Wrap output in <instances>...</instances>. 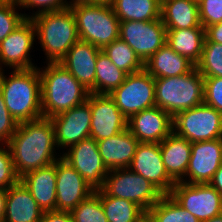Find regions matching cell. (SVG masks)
<instances>
[{
	"label": "cell",
	"instance_id": "6da1fadb",
	"mask_svg": "<svg viewBox=\"0 0 222 222\" xmlns=\"http://www.w3.org/2000/svg\"><path fill=\"white\" fill-rule=\"evenodd\" d=\"M19 178L26 173L55 163V129L52 121L41 118L18 123L15 133L7 143Z\"/></svg>",
	"mask_w": 222,
	"mask_h": 222
},
{
	"label": "cell",
	"instance_id": "7a4b0ae2",
	"mask_svg": "<svg viewBox=\"0 0 222 222\" xmlns=\"http://www.w3.org/2000/svg\"><path fill=\"white\" fill-rule=\"evenodd\" d=\"M6 78L0 72V92L11 116L17 123L43 118L39 68L16 69Z\"/></svg>",
	"mask_w": 222,
	"mask_h": 222
},
{
	"label": "cell",
	"instance_id": "3957f363",
	"mask_svg": "<svg viewBox=\"0 0 222 222\" xmlns=\"http://www.w3.org/2000/svg\"><path fill=\"white\" fill-rule=\"evenodd\" d=\"M43 118H52L87 101L89 91L60 63L39 68Z\"/></svg>",
	"mask_w": 222,
	"mask_h": 222
},
{
	"label": "cell",
	"instance_id": "277c9868",
	"mask_svg": "<svg viewBox=\"0 0 222 222\" xmlns=\"http://www.w3.org/2000/svg\"><path fill=\"white\" fill-rule=\"evenodd\" d=\"M30 19L48 63H59L79 40L76 19L70 7L32 14Z\"/></svg>",
	"mask_w": 222,
	"mask_h": 222
},
{
	"label": "cell",
	"instance_id": "5b68a950",
	"mask_svg": "<svg viewBox=\"0 0 222 222\" xmlns=\"http://www.w3.org/2000/svg\"><path fill=\"white\" fill-rule=\"evenodd\" d=\"M154 80L156 106L172 117L204 103V77L196 67L183 75Z\"/></svg>",
	"mask_w": 222,
	"mask_h": 222
},
{
	"label": "cell",
	"instance_id": "8992f818",
	"mask_svg": "<svg viewBox=\"0 0 222 222\" xmlns=\"http://www.w3.org/2000/svg\"><path fill=\"white\" fill-rule=\"evenodd\" d=\"M69 7L74 13L80 40L102 49L119 38L120 20L111 5L86 3Z\"/></svg>",
	"mask_w": 222,
	"mask_h": 222
},
{
	"label": "cell",
	"instance_id": "52a82bcc",
	"mask_svg": "<svg viewBox=\"0 0 222 222\" xmlns=\"http://www.w3.org/2000/svg\"><path fill=\"white\" fill-rule=\"evenodd\" d=\"M108 196L130 200L148 211L164 195L149 180L129 168L109 170L103 187Z\"/></svg>",
	"mask_w": 222,
	"mask_h": 222
},
{
	"label": "cell",
	"instance_id": "ba28073f",
	"mask_svg": "<svg viewBox=\"0 0 222 222\" xmlns=\"http://www.w3.org/2000/svg\"><path fill=\"white\" fill-rule=\"evenodd\" d=\"M173 131L191 143L222 138V113L202 103L173 117Z\"/></svg>",
	"mask_w": 222,
	"mask_h": 222
},
{
	"label": "cell",
	"instance_id": "9c48e42d",
	"mask_svg": "<svg viewBox=\"0 0 222 222\" xmlns=\"http://www.w3.org/2000/svg\"><path fill=\"white\" fill-rule=\"evenodd\" d=\"M109 96L128 120L133 114L156 106L154 77L145 69L127 74L124 82Z\"/></svg>",
	"mask_w": 222,
	"mask_h": 222
},
{
	"label": "cell",
	"instance_id": "30bf717a",
	"mask_svg": "<svg viewBox=\"0 0 222 222\" xmlns=\"http://www.w3.org/2000/svg\"><path fill=\"white\" fill-rule=\"evenodd\" d=\"M169 195L201 222L222 213V195L209 183L176 182Z\"/></svg>",
	"mask_w": 222,
	"mask_h": 222
},
{
	"label": "cell",
	"instance_id": "8fae6325",
	"mask_svg": "<svg viewBox=\"0 0 222 222\" xmlns=\"http://www.w3.org/2000/svg\"><path fill=\"white\" fill-rule=\"evenodd\" d=\"M119 38L145 63L165 43L167 30L162 19L120 22Z\"/></svg>",
	"mask_w": 222,
	"mask_h": 222
},
{
	"label": "cell",
	"instance_id": "7c38bea8",
	"mask_svg": "<svg viewBox=\"0 0 222 222\" xmlns=\"http://www.w3.org/2000/svg\"><path fill=\"white\" fill-rule=\"evenodd\" d=\"M62 158L68 162L94 190L101 189L109 172L98 151L97 142L89 137L69 147Z\"/></svg>",
	"mask_w": 222,
	"mask_h": 222
},
{
	"label": "cell",
	"instance_id": "4fadbf2b",
	"mask_svg": "<svg viewBox=\"0 0 222 222\" xmlns=\"http://www.w3.org/2000/svg\"><path fill=\"white\" fill-rule=\"evenodd\" d=\"M86 102L90 105L92 113L90 137L96 142L127 129V118L109 94L89 93Z\"/></svg>",
	"mask_w": 222,
	"mask_h": 222
},
{
	"label": "cell",
	"instance_id": "5bb4252c",
	"mask_svg": "<svg viewBox=\"0 0 222 222\" xmlns=\"http://www.w3.org/2000/svg\"><path fill=\"white\" fill-rule=\"evenodd\" d=\"M56 211L71 212L94 189L62 156L56 161Z\"/></svg>",
	"mask_w": 222,
	"mask_h": 222
},
{
	"label": "cell",
	"instance_id": "9a60e30c",
	"mask_svg": "<svg viewBox=\"0 0 222 222\" xmlns=\"http://www.w3.org/2000/svg\"><path fill=\"white\" fill-rule=\"evenodd\" d=\"M36 31L30 18H26L12 33L0 42V69L2 64L16 69L37 68L29 58Z\"/></svg>",
	"mask_w": 222,
	"mask_h": 222
},
{
	"label": "cell",
	"instance_id": "2e32d148",
	"mask_svg": "<svg viewBox=\"0 0 222 222\" xmlns=\"http://www.w3.org/2000/svg\"><path fill=\"white\" fill-rule=\"evenodd\" d=\"M129 169L149 180L164 195L175 185L162 161L160 143L139 142Z\"/></svg>",
	"mask_w": 222,
	"mask_h": 222
},
{
	"label": "cell",
	"instance_id": "e0dca14e",
	"mask_svg": "<svg viewBox=\"0 0 222 222\" xmlns=\"http://www.w3.org/2000/svg\"><path fill=\"white\" fill-rule=\"evenodd\" d=\"M92 113L87 102L75 106L50 120L55 129L57 147H71L90 137Z\"/></svg>",
	"mask_w": 222,
	"mask_h": 222
},
{
	"label": "cell",
	"instance_id": "ac0fdd59",
	"mask_svg": "<svg viewBox=\"0 0 222 222\" xmlns=\"http://www.w3.org/2000/svg\"><path fill=\"white\" fill-rule=\"evenodd\" d=\"M222 164V138L192 142L191 157L183 183H209Z\"/></svg>",
	"mask_w": 222,
	"mask_h": 222
},
{
	"label": "cell",
	"instance_id": "d6986e66",
	"mask_svg": "<svg viewBox=\"0 0 222 222\" xmlns=\"http://www.w3.org/2000/svg\"><path fill=\"white\" fill-rule=\"evenodd\" d=\"M127 128L139 142L161 143L173 131V117L154 106L133 114Z\"/></svg>",
	"mask_w": 222,
	"mask_h": 222
},
{
	"label": "cell",
	"instance_id": "ffe728a7",
	"mask_svg": "<svg viewBox=\"0 0 222 222\" xmlns=\"http://www.w3.org/2000/svg\"><path fill=\"white\" fill-rule=\"evenodd\" d=\"M100 48L93 44L78 40L59 62L90 93L95 94L96 62Z\"/></svg>",
	"mask_w": 222,
	"mask_h": 222
},
{
	"label": "cell",
	"instance_id": "44dd1931",
	"mask_svg": "<svg viewBox=\"0 0 222 222\" xmlns=\"http://www.w3.org/2000/svg\"><path fill=\"white\" fill-rule=\"evenodd\" d=\"M139 141L129 129L97 141L98 151L108 170L129 168Z\"/></svg>",
	"mask_w": 222,
	"mask_h": 222
},
{
	"label": "cell",
	"instance_id": "7402d4cb",
	"mask_svg": "<svg viewBox=\"0 0 222 222\" xmlns=\"http://www.w3.org/2000/svg\"><path fill=\"white\" fill-rule=\"evenodd\" d=\"M43 212L20 180L6 189L3 222H40Z\"/></svg>",
	"mask_w": 222,
	"mask_h": 222
},
{
	"label": "cell",
	"instance_id": "603a6c76",
	"mask_svg": "<svg viewBox=\"0 0 222 222\" xmlns=\"http://www.w3.org/2000/svg\"><path fill=\"white\" fill-rule=\"evenodd\" d=\"M56 162L30 171L20 181L32 194L38 206L45 211H56Z\"/></svg>",
	"mask_w": 222,
	"mask_h": 222
},
{
	"label": "cell",
	"instance_id": "cb8c5ba5",
	"mask_svg": "<svg viewBox=\"0 0 222 222\" xmlns=\"http://www.w3.org/2000/svg\"><path fill=\"white\" fill-rule=\"evenodd\" d=\"M191 145V142L174 131L160 143L162 161L175 183L184 180L191 157Z\"/></svg>",
	"mask_w": 222,
	"mask_h": 222
},
{
	"label": "cell",
	"instance_id": "d4e9b609",
	"mask_svg": "<svg viewBox=\"0 0 222 222\" xmlns=\"http://www.w3.org/2000/svg\"><path fill=\"white\" fill-rule=\"evenodd\" d=\"M196 65L165 43L145 63L144 69L154 78L179 76L191 72Z\"/></svg>",
	"mask_w": 222,
	"mask_h": 222
},
{
	"label": "cell",
	"instance_id": "484cf974",
	"mask_svg": "<svg viewBox=\"0 0 222 222\" xmlns=\"http://www.w3.org/2000/svg\"><path fill=\"white\" fill-rule=\"evenodd\" d=\"M161 19L166 29L202 26L198 3L193 0H161Z\"/></svg>",
	"mask_w": 222,
	"mask_h": 222
},
{
	"label": "cell",
	"instance_id": "4316f807",
	"mask_svg": "<svg viewBox=\"0 0 222 222\" xmlns=\"http://www.w3.org/2000/svg\"><path fill=\"white\" fill-rule=\"evenodd\" d=\"M166 30V43L168 46L196 65L202 55L205 42V28L198 26L187 29Z\"/></svg>",
	"mask_w": 222,
	"mask_h": 222
},
{
	"label": "cell",
	"instance_id": "83f0119b",
	"mask_svg": "<svg viewBox=\"0 0 222 222\" xmlns=\"http://www.w3.org/2000/svg\"><path fill=\"white\" fill-rule=\"evenodd\" d=\"M111 6L120 22L161 18V0H112Z\"/></svg>",
	"mask_w": 222,
	"mask_h": 222
},
{
	"label": "cell",
	"instance_id": "f1b7e54d",
	"mask_svg": "<svg viewBox=\"0 0 222 222\" xmlns=\"http://www.w3.org/2000/svg\"><path fill=\"white\" fill-rule=\"evenodd\" d=\"M127 73L117 68L101 50L96 62L95 94H110L125 80Z\"/></svg>",
	"mask_w": 222,
	"mask_h": 222
},
{
	"label": "cell",
	"instance_id": "f546056e",
	"mask_svg": "<svg viewBox=\"0 0 222 222\" xmlns=\"http://www.w3.org/2000/svg\"><path fill=\"white\" fill-rule=\"evenodd\" d=\"M100 201L108 222H136L144 211L130 200L108 196L102 189Z\"/></svg>",
	"mask_w": 222,
	"mask_h": 222
},
{
	"label": "cell",
	"instance_id": "4dcf8cb0",
	"mask_svg": "<svg viewBox=\"0 0 222 222\" xmlns=\"http://www.w3.org/2000/svg\"><path fill=\"white\" fill-rule=\"evenodd\" d=\"M111 62L127 74L136 73L144 69V63L135 54L134 50L120 38L107 44L101 49Z\"/></svg>",
	"mask_w": 222,
	"mask_h": 222
},
{
	"label": "cell",
	"instance_id": "1f68e13d",
	"mask_svg": "<svg viewBox=\"0 0 222 222\" xmlns=\"http://www.w3.org/2000/svg\"><path fill=\"white\" fill-rule=\"evenodd\" d=\"M148 211L154 216L156 222H201L169 194L163 195Z\"/></svg>",
	"mask_w": 222,
	"mask_h": 222
},
{
	"label": "cell",
	"instance_id": "d6a6232c",
	"mask_svg": "<svg viewBox=\"0 0 222 222\" xmlns=\"http://www.w3.org/2000/svg\"><path fill=\"white\" fill-rule=\"evenodd\" d=\"M196 69L203 77H222V44L210 42L205 38Z\"/></svg>",
	"mask_w": 222,
	"mask_h": 222
},
{
	"label": "cell",
	"instance_id": "836d02e7",
	"mask_svg": "<svg viewBox=\"0 0 222 222\" xmlns=\"http://www.w3.org/2000/svg\"><path fill=\"white\" fill-rule=\"evenodd\" d=\"M70 213L73 222H108L100 201V189L95 190Z\"/></svg>",
	"mask_w": 222,
	"mask_h": 222
},
{
	"label": "cell",
	"instance_id": "e575fe53",
	"mask_svg": "<svg viewBox=\"0 0 222 222\" xmlns=\"http://www.w3.org/2000/svg\"><path fill=\"white\" fill-rule=\"evenodd\" d=\"M16 1H0V42L12 33L30 15L18 13Z\"/></svg>",
	"mask_w": 222,
	"mask_h": 222
},
{
	"label": "cell",
	"instance_id": "d590c367",
	"mask_svg": "<svg viewBox=\"0 0 222 222\" xmlns=\"http://www.w3.org/2000/svg\"><path fill=\"white\" fill-rule=\"evenodd\" d=\"M5 146H0V189H8L20 180L14 170L10 149L7 144Z\"/></svg>",
	"mask_w": 222,
	"mask_h": 222
},
{
	"label": "cell",
	"instance_id": "8d00e7d4",
	"mask_svg": "<svg viewBox=\"0 0 222 222\" xmlns=\"http://www.w3.org/2000/svg\"><path fill=\"white\" fill-rule=\"evenodd\" d=\"M198 6L200 22L204 28L222 22V0H201Z\"/></svg>",
	"mask_w": 222,
	"mask_h": 222
},
{
	"label": "cell",
	"instance_id": "74e56055",
	"mask_svg": "<svg viewBox=\"0 0 222 222\" xmlns=\"http://www.w3.org/2000/svg\"><path fill=\"white\" fill-rule=\"evenodd\" d=\"M204 103L222 113V77H204Z\"/></svg>",
	"mask_w": 222,
	"mask_h": 222
},
{
	"label": "cell",
	"instance_id": "f35d334b",
	"mask_svg": "<svg viewBox=\"0 0 222 222\" xmlns=\"http://www.w3.org/2000/svg\"><path fill=\"white\" fill-rule=\"evenodd\" d=\"M18 123L8 111L4 97L0 92V142L7 144L16 131Z\"/></svg>",
	"mask_w": 222,
	"mask_h": 222
},
{
	"label": "cell",
	"instance_id": "ab89813d",
	"mask_svg": "<svg viewBox=\"0 0 222 222\" xmlns=\"http://www.w3.org/2000/svg\"><path fill=\"white\" fill-rule=\"evenodd\" d=\"M16 2L20 9L21 7L22 9L29 7L38 8L39 10L33 13L34 15L43 12L59 11L70 6L67 0H17Z\"/></svg>",
	"mask_w": 222,
	"mask_h": 222
},
{
	"label": "cell",
	"instance_id": "60d3db41",
	"mask_svg": "<svg viewBox=\"0 0 222 222\" xmlns=\"http://www.w3.org/2000/svg\"><path fill=\"white\" fill-rule=\"evenodd\" d=\"M40 222H73L70 212L45 211Z\"/></svg>",
	"mask_w": 222,
	"mask_h": 222
},
{
	"label": "cell",
	"instance_id": "b9f144b4",
	"mask_svg": "<svg viewBox=\"0 0 222 222\" xmlns=\"http://www.w3.org/2000/svg\"><path fill=\"white\" fill-rule=\"evenodd\" d=\"M205 38L210 42L222 44V22L206 27Z\"/></svg>",
	"mask_w": 222,
	"mask_h": 222
},
{
	"label": "cell",
	"instance_id": "7bdbcfd3",
	"mask_svg": "<svg viewBox=\"0 0 222 222\" xmlns=\"http://www.w3.org/2000/svg\"><path fill=\"white\" fill-rule=\"evenodd\" d=\"M209 184L214 187L222 195V164L220 168L214 174Z\"/></svg>",
	"mask_w": 222,
	"mask_h": 222
},
{
	"label": "cell",
	"instance_id": "ee69618b",
	"mask_svg": "<svg viewBox=\"0 0 222 222\" xmlns=\"http://www.w3.org/2000/svg\"><path fill=\"white\" fill-rule=\"evenodd\" d=\"M86 3L112 5V0H72L71 2L69 1V5Z\"/></svg>",
	"mask_w": 222,
	"mask_h": 222
},
{
	"label": "cell",
	"instance_id": "f6af8a7d",
	"mask_svg": "<svg viewBox=\"0 0 222 222\" xmlns=\"http://www.w3.org/2000/svg\"><path fill=\"white\" fill-rule=\"evenodd\" d=\"M6 208V189H0V222L4 221Z\"/></svg>",
	"mask_w": 222,
	"mask_h": 222
},
{
	"label": "cell",
	"instance_id": "bcb514c9",
	"mask_svg": "<svg viewBox=\"0 0 222 222\" xmlns=\"http://www.w3.org/2000/svg\"><path fill=\"white\" fill-rule=\"evenodd\" d=\"M136 222H156L154 216L149 211H143L136 219Z\"/></svg>",
	"mask_w": 222,
	"mask_h": 222
},
{
	"label": "cell",
	"instance_id": "7dc6e473",
	"mask_svg": "<svg viewBox=\"0 0 222 222\" xmlns=\"http://www.w3.org/2000/svg\"><path fill=\"white\" fill-rule=\"evenodd\" d=\"M203 222H222V213Z\"/></svg>",
	"mask_w": 222,
	"mask_h": 222
}]
</instances>
